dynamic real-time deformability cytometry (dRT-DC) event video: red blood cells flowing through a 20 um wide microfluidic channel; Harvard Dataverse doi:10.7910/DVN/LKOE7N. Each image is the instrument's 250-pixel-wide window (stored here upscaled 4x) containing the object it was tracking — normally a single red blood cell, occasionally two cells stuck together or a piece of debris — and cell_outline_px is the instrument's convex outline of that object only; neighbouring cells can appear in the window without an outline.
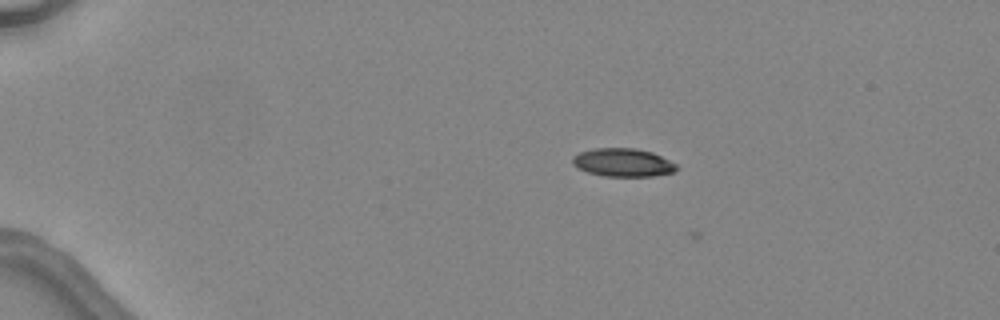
{"species": "common noctule bat (a hibernating species)", "species_latin": "Nyctalus noctula", "temperature_condition": "warm", "stored_images_in_passage": 6, "camera_frame_rate_fps": 3000, "um_per_image_px": 0.085, "animal": {"sex": "female", "body_mass_g": 24.6, "forearm_length_mm": 56.2}, "frame": {"image": 1, "passage_image": 3, "time_ms": 3.333, "image_size_px": [1000, 320], "cell_outline_px": [[680, 168], [672, 172], [652, 176], [604, 176], [588, 172], [572, 164], [572, 156], [580, 152], [596, 148], [636, 148], [652, 152], [676, 164]], "centroid_in_image_um": [52.95, 13.81], "position_along_channel_um": 32.1, "area_um2": 16.99}}